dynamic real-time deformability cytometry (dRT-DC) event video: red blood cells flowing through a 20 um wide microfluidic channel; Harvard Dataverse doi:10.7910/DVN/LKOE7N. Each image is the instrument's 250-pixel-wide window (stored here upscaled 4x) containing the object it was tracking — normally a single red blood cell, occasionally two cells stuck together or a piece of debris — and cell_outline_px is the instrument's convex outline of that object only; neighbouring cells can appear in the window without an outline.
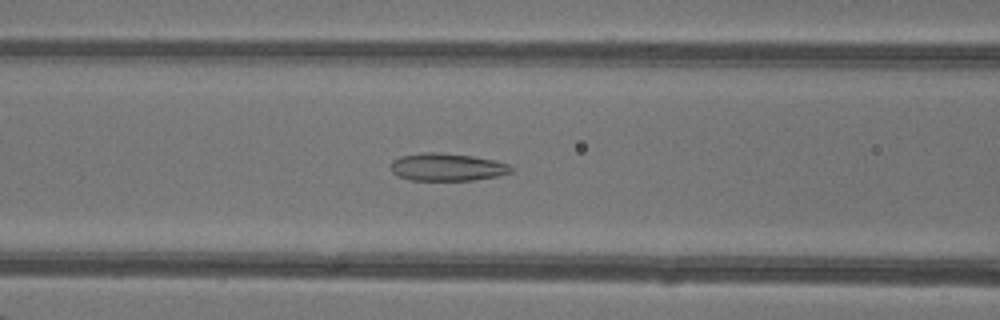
{"species": "common noctule bat (a hibernating species)", "species_latin": "Nyctalus noctula", "temperature_condition": "warm", "stored_images_in_passage": 45, "camera_frame_rate_fps": 3000, "um_per_image_px": 0.085, "animal": {"sex": "female"}, "frame": {"image": 1, "passage_image": 20, "time_ms": 6.333, "image_size_px": [1000, 320], "cell_outline_px": [[512, 172], [500, 176], [472, 180], [412, 180], [400, 176], [392, 172], [388, 168], [392, 160], [400, 156], [420, 152], [436, 152], [472, 156], [492, 160], [508, 164], [512, 168]], "centroid_in_image_um": [37.96, 14.2], "position_along_channel_um": 128.6, "area_um2": 19.42}}
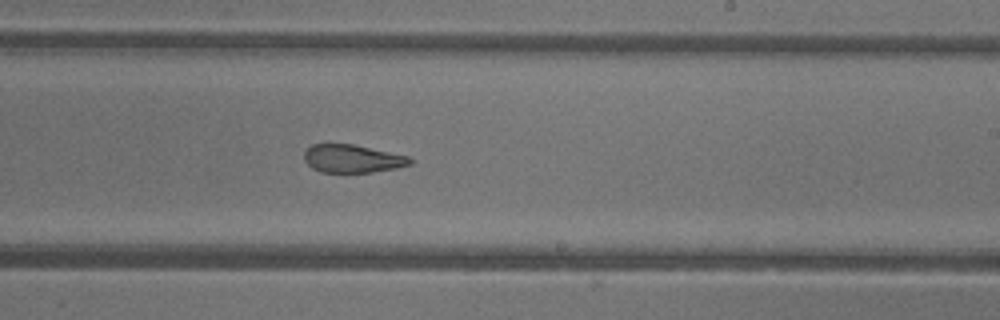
{"frame": {"image": 2, "passage_image": 29, "time_ms": 9.333, "image_size_px": [1000, 320], "cell_outline_px": [[412, 164], [396, 168], [372, 172], [320, 172], [312, 168], [304, 160], [304, 152], [312, 144], [352, 144], [408, 156], [412, 160]], "centroid_in_image_um": [29.94, 13.49], "position_along_channel_um": 259.1, "area_um2": 17.17}}
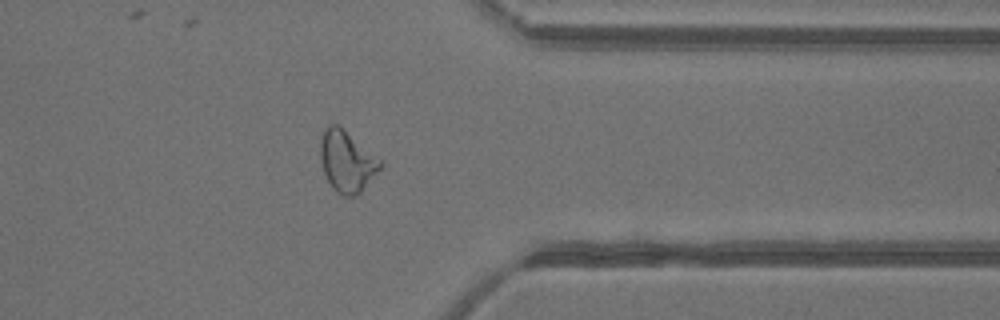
{"frame": {"image": 3, "passage_image": 38, "time_ms": 12.333, "image_size_px": [1000, 320], "cell_outline_px": [[384, 164], [360, 192], [356, 196], [344, 196], [336, 192], [328, 180], [324, 172], [320, 160], [320, 140], [324, 128], [328, 124], [336, 124], [384, 160]], "centroid_in_image_um": [29.49, 13.7], "position_along_channel_um": 381.9, "area_um2": 21.39}, "authors_computed_cell_mechanics": {"area_um2": 21.386, "velocity_mm_per_s": 4.3573, "shape_relaxation_time_tau1_ms": null, "shape_relaxation_time_tau2_ms": 1.8784, "deformation_change_tau1": null, "deformation_change_tau2": 0.0955}}